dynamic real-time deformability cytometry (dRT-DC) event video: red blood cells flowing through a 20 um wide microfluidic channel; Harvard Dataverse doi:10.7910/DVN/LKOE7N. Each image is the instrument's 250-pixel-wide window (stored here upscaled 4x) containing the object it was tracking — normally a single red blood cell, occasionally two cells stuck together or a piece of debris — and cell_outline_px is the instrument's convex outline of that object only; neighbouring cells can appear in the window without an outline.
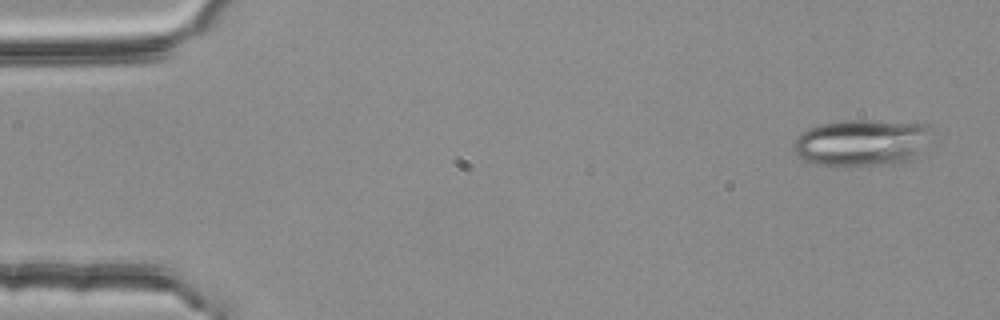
{"species": "common noctule bat (a hibernating species)", "species_latin": "Nyctalus noctula", "temperature_condition": "room temperature", "stored_images_in_passage": 3, "camera_frame_rate_fps": 3000, "um_per_image_px": 0.085, "animal": {"sex": "female", "body_mass_g": 25.1}, "frame": {"image": 1, "passage_image": 3, "time_ms": 0.667, "image_size_px": [1000, 320], "cell_outline_px": [[928, 128], [908, 160], [892, 164], [816, 164], [804, 160], [792, 148], [792, 144], [796, 136], [808, 128], [820, 124], [844, 120], [868, 120], [928, 124]], "centroid_in_image_um": [73.03, 12.09], "position_along_channel_um": 12.0, "area_um2": 35.72}}